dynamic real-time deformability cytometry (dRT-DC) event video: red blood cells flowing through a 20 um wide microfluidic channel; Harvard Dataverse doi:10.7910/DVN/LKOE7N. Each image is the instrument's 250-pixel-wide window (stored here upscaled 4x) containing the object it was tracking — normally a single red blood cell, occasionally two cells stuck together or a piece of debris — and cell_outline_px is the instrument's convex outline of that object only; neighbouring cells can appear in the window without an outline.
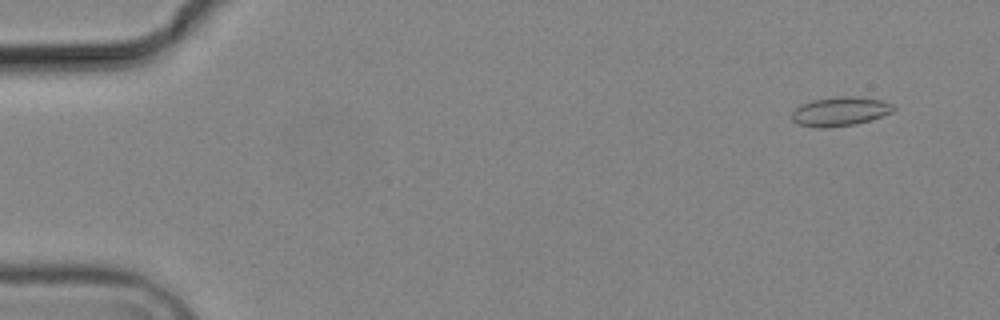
{"species": "common noctule bat (a hibernating species)", "species_latin": "Nyctalus noctula", "temperature_condition": "cold", "stored_images_in_passage": 3, "camera_frame_rate_fps": 3000, "um_per_image_px": 0.085, "animal": {"sex": "male", "body_mass_g": 19.2, "forearm_length_mm": 51.8}, "frame": {"image": 1, "passage_image": 3, "time_ms": 2.667, "image_size_px": [1000, 320], "cell_outline_px": [[896, 108], [892, 112], [856, 124], [828, 128], [816, 128], [796, 124], [792, 120], [792, 112], [800, 104], [812, 100], [840, 96], [852, 96], [880, 100], [892, 104]], "centroid_in_image_um": [71.35, 9.48], "position_along_channel_um": 13.6, "area_um2": 17.22}}